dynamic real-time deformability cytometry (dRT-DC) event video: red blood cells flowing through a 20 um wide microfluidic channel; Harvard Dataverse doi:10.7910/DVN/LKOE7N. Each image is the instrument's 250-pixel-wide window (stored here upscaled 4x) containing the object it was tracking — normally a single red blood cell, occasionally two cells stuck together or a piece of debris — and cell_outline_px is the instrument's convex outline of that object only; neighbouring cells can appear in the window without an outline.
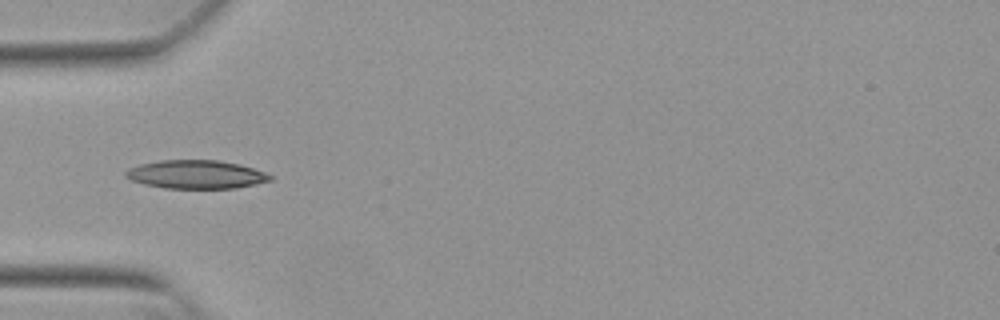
{"species": "Egyptian fruit bat (a non-hibernating species)", "species_latin": "Rousettus aegyptiacus", "temperature_condition": "warm", "stored_images_in_passage": 38, "camera_frame_rate_fps": 3000, "um_per_image_px": 0.085, "animal": {"sex": "female"}, "frame": {"image": 1, "passage_image": 2, "time_ms": 0.333, "image_size_px": [1000, 320], "cell_outline_px": [[272, 180], [256, 184], [236, 188], [164, 188], [144, 184], [132, 180], [124, 176], [124, 172], [128, 168], [140, 164], [160, 160], [216, 160], [240, 164], [264, 172], [272, 176]], "centroid_in_image_um": [16.64, 14.82], "position_along_channel_um": 68.4, "area_um2": 23.93}}
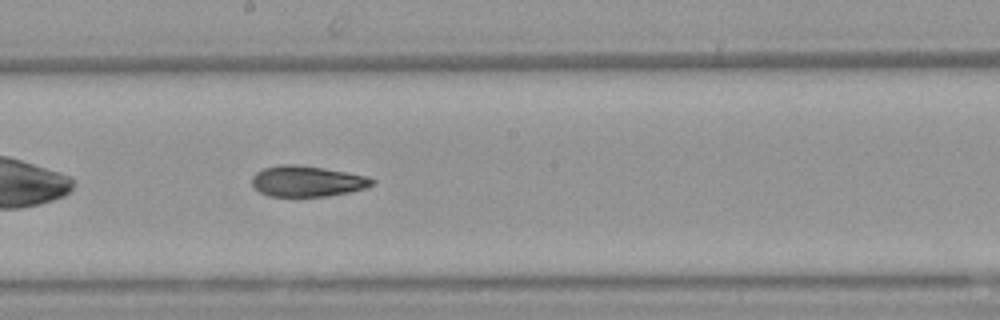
{"frame": {"image": 2, "passage_image": 14, "time_ms": 4.333, "image_size_px": [1000, 320], "cell_outline_px": [[376, 180], [372, 184], [364, 188], [348, 192], [328, 196], [268, 196], [260, 192], [252, 184], [252, 176], [256, 172], [264, 168], [280, 164], [296, 164], [324, 168], [368, 176]], "centroid_in_image_um": [26.09, 15.39], "position_along_channel_um": 222.1, "area_um2": 21.5}}
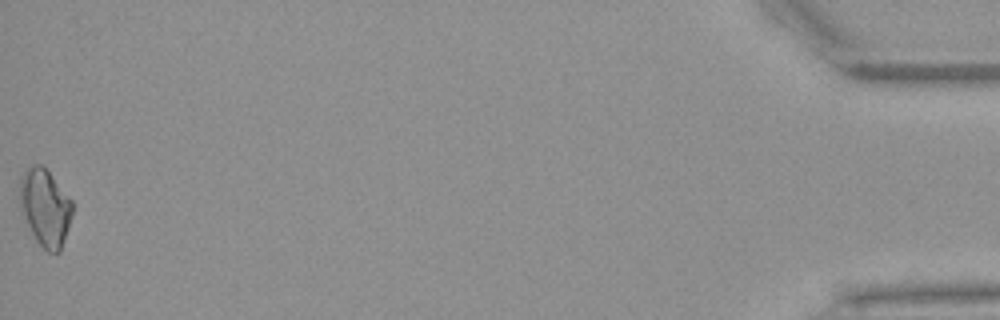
{"frame": {"image": 3, "passage_image": 38, "time_ms": 12.333, "image_size_px": [1000, 320], "cell_outline_px": [[72, 216], [60, 252], [48, 252], [36, 240], [20, 208], [20, 176], [32, 164], [44, 164], [72, 200]], "centroid_in_image_um": [3.85, 17.59], "position_along_channel_um": 431.4, "area_um2": 23.58}, "authors_computed_cell_mechanics": {"area_um2": 21.8773, "velocity_mm_per_s": 3.8443, "shape_relaxation_time_tau1_ms": 7.5387, "shape_relaxation_time_tau2_ms": 7.4729, "deformation_change_tau1": 0.179, "deformation_change_tau2": 0.1577}}